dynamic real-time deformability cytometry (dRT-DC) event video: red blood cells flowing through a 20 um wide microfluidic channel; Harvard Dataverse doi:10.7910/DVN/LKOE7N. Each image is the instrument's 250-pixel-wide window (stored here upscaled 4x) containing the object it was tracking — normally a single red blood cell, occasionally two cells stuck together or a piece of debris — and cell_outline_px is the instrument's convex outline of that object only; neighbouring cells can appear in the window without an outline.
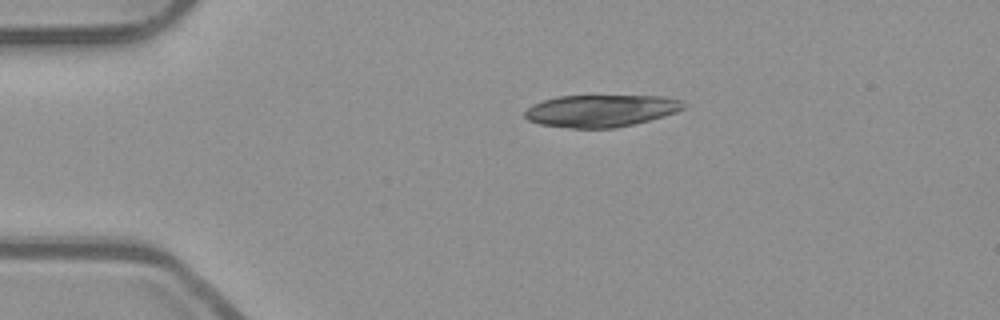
{"species": "common noctule bat (a hibernating species)", "species_latin": "Nyctalus noctula", "temperature_condition": "room temperature", "stored_images_in_passage": 42, "camera_frame_rate_fps": 3000, "um_per_image_px": 0.085, "animal": {"sex": "male", "body_mass_g": 23.1, "forearm_length_mm": 52.7}, "frame": {"image": 1, "passage_image": 1, "time_ms": 0.0, "image_size_px": [1000, 320], "cell_outline_px": [[684, 108], [676, 112], [664, 116], [616, 128], [572, 128], [540, 124], [528, 120], [524, 116], [524, 112], [532, 104], [544, 100], [560, 96], [664, 96], [680, 100], [684, 104]], "centroid_in_image_um": [51.06, 9.41], "position_along_channel_um": 33.9, "area_um2": 29.54}}